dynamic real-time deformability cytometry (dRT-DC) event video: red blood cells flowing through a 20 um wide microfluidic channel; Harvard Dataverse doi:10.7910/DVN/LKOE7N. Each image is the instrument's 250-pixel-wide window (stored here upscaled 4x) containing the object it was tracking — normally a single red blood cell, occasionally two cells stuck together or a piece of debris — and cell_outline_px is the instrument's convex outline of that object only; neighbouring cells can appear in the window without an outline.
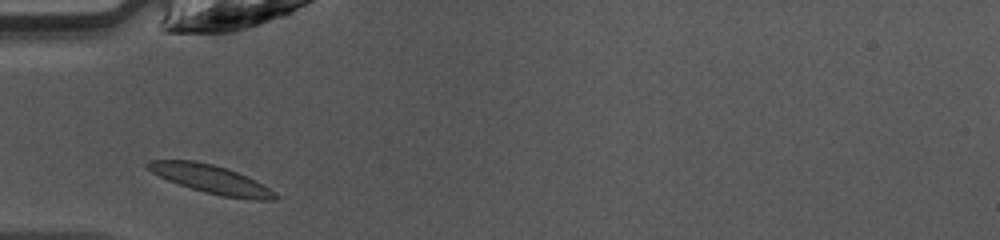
{"species": "common noctule bat (a hibernating species)", "species_latin": "Nyctalus noctula", "temperature_condition": "warm", "stored_images_in_passage": 25, "camera_frame_rate_fps": 3000, "um_per_image_px": 0.085, "animal": {"sex": "female", "body_mass_g": 10.0, "forearm_length_mm": 53.1}, "frame": {"image": 1, "passage_image": 1, "time_ms": 0.0, "image_size_px": [1000, 240], "cell_outline_px": [[280, 196], [276, 200], [252, 200], [220, 196], [204, 192], [168, 180], [152, 172], [144, 164], [148, 160], [196, 160], [228, 168], [248, 176], [256, 180]], "centroid_in_image_um": [17.98, 15.23], "position_along_channel_um": 67.0, "area_um2": 21.21}}
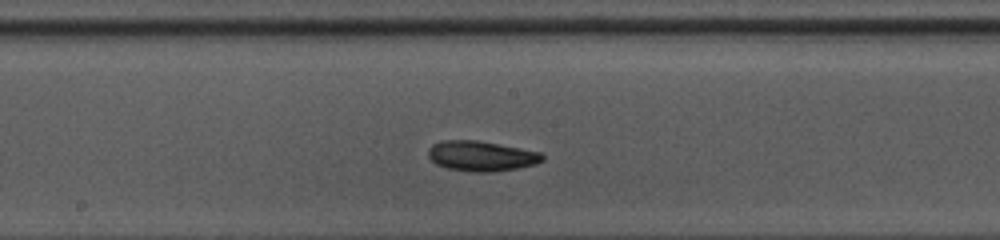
{"frame": {"image": 2, "passage_image": 11, "time_ms": 3.333, "image_size_px": [1000, 240], "cell_outline_px": [[544, 160], [536, 164], [520, 168], [492, 172], [476, 172], [448, 168], [436, 164], [428, 156], [428, 148], [432, 144], [444, 140], [480, 140], [540, 152], [544, 156]], "centroid_in_image_um": [40.93, 13.26], "position_along_channel_um": 207.3, "area_um2": 20.17}}
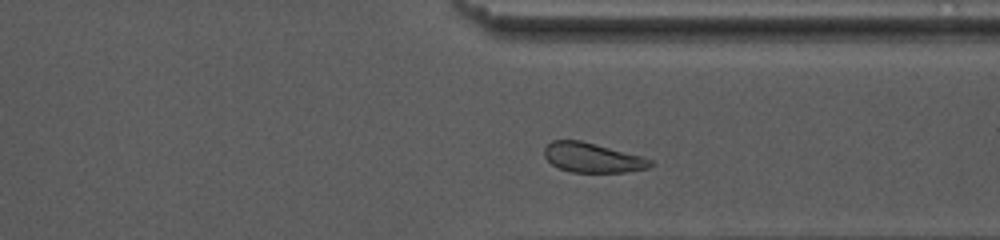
{"frame": {"image": 3, "passage_image": 22, "time_ms": 7.0, "image_size_px": [1000, 240], "cell_outline_px": [[656, 164], [648, 168], [624, 172], [572, 172], [560, 168], [552, 164], [544, 156], [544, 148], [552, 140], [580, 140], [596, 144], [640, 156], [652, 160]], "centroid_in_image_um": [50.36, 13.4], "position_along_channel_um": 361.0, "area_um2": 18.15}, "authors_computed_cell_mechanics": {"area_um2": 19.4786, "velocity_mm_per_s": 4.2001, "shape_relaxation_time_tau1_ms": 2.2278, "shape_relaxation_time_tau2_ms": 5.3808, "deformation_change_tau1": 0.1036, "deformation_change_tau2": 0.0967}}